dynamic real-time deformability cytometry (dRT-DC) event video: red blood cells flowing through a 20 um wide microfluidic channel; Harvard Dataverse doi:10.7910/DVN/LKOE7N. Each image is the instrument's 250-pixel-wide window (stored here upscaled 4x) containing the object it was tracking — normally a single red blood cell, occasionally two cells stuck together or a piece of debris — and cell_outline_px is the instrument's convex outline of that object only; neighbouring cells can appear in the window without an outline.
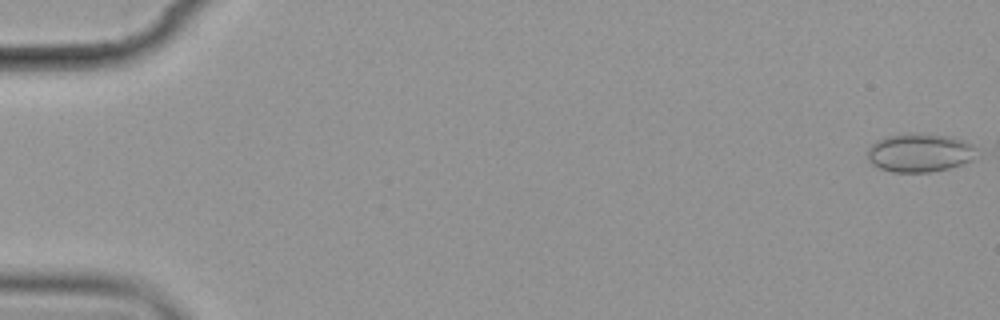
{"species": "common noctule bat (a hibernating species)", "species_latin": "Nyctalus noctula", "temperature_condition": "cold", "stored_images_in_passage": 6, "camera_frame_rate_fps": 3000, "um_per_image_px": 0.085, "animal": {"sex": "female", "body_mass_g": 19.9}, "frame": {"image": 1, "passage_image": 1, "time_ms": 0.0, "image_size_px": [1000, 320], "cell_outline_px": [[980, 152], [972, 160], [948, 168], [932, 172], [892, 172], [880, 168], [872, 164], [868, 160], [868, 148], [876, 140], [888, 136], [948, 136], [972, 144], [980, 148]], "centroid_in_image_um": [78.21, 13.03], "position_along_channel_um": 6.8, "area_um2": 23.87}}